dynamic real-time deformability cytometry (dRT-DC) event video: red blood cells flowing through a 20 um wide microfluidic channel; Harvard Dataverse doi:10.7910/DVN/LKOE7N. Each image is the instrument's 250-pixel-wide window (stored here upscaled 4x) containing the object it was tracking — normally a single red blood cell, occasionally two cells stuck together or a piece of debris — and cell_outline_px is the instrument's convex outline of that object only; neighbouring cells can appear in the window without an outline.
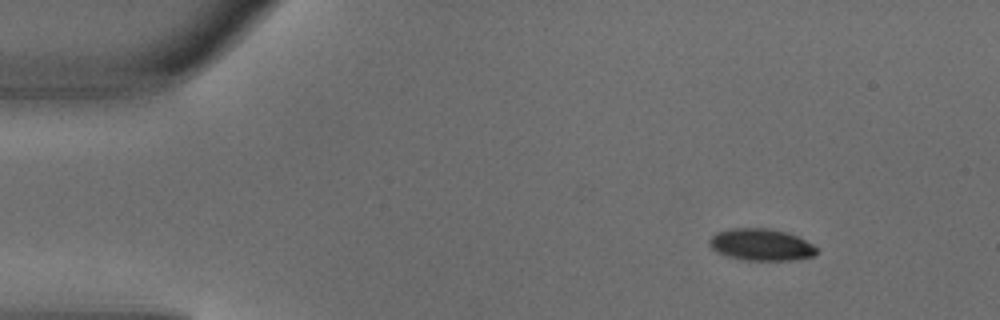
{"species": "common noctule bat (a hibernating species)", "species_latin": "Nyctalus noctula", "temperature_condition": "warm", "stored_images_in_passage": 3, "camera_frame_rate_fps": 3000, "um_per_image_px": 0.085, "animal": {"sex": "male", "body_mass_g": 18.8}, "frame": {"image": 1, "passage_image": 1, "time_ms": 0.0, "image_size_px": [1000, 320], "cell_outline_px": [[816, 252], [812, 256], [792, 260], [744, 260], [728, 256], [716, 252], [708, 244], [708, 240], [716, 232], [728, 228], [768, 228], [788, 232], [812, 244], [816, 248]], "centroid_in_image_um": [64.64, 20.78], "position_along_channel_um": 20.4, "area_um2": 19.88}}
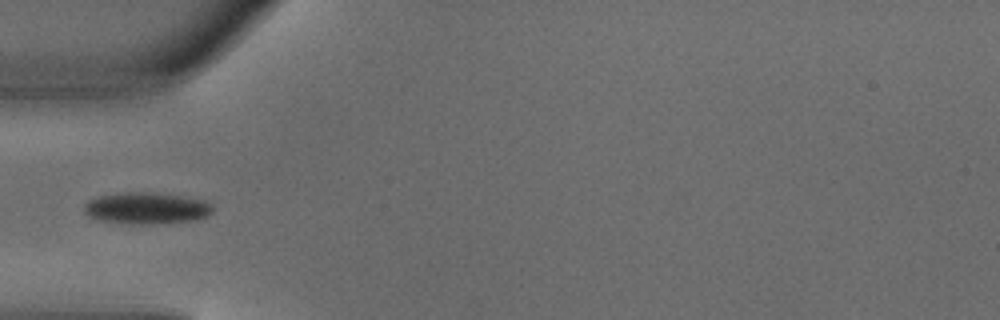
{"frame": {"image": 2, "passage_image": 3, "time_ms": 0.667, "image_size_px": [1000, 320], "cell_outline_px": [[212, 212], [208, 216], [192, 220], [144, 224], [136, 224], [100, 220], [88, 216], [84, 212], [84, 204], [88, 200], [100, 196], [124, 192], [152, 192], [180, 196], [204, 200], [212, 204]], "centroid_in_image_um": [12.44, 17.68], "position_along_channel_um": 72.6, "area_um2": 23.41}}